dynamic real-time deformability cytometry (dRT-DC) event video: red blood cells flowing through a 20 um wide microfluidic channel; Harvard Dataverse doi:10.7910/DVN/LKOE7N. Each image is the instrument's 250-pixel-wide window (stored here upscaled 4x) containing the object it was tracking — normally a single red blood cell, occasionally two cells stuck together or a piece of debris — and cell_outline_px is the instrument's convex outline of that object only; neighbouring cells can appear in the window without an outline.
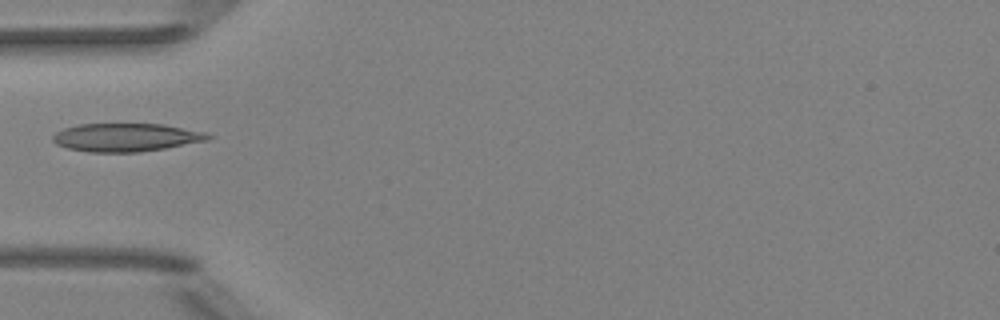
{"species": "Egyptian fruit bat (a non-hibernating species)", "species_latin": "Rousettus aegyptiacus", "temperature_condition": "room temperature", "stored_images_in_passage": 3, "camera_frame_rate_fps": 3000, "um_per_image_px": 0.085, "animal": {"sex": "female"}, "frame": {"image": 1, "passage_image": 1, "time_ms": 0.0, "image_size_px": [1000, 320], "cell_outline_px": [[216, 136], [208, 140], [164, 148], [140, 152], [88, 152], [68, 148], [56, 144], [52, 140], [52, 136], [56, 132], [64, 128], [80, 124], [164, 124], [208, 132]], "centroid_in_image_um": [10.76, 11.67], "position_along_channel_um": 74.2, "area_um2": 25.66}}
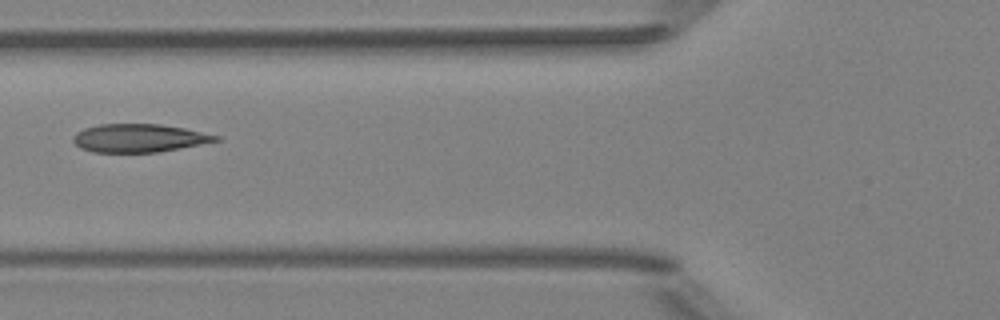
{"frame": {"image": 2, "passage_image": 2, "time_ms": 1.0, "image_size_px": [1000, 320], "cell_outline_px": [[220, 140], [180, 148], [156, 152], [92, 152], [80, 148], [72, 140], [72, 136], [76, 132], [84, 128], [100, 124], [160, 124], [184, 128], [220, 136]], "centroid_in_image_um": [11.78, 11.73], "position_along_channel_um": 114.0, "area_um2": 23.35}}
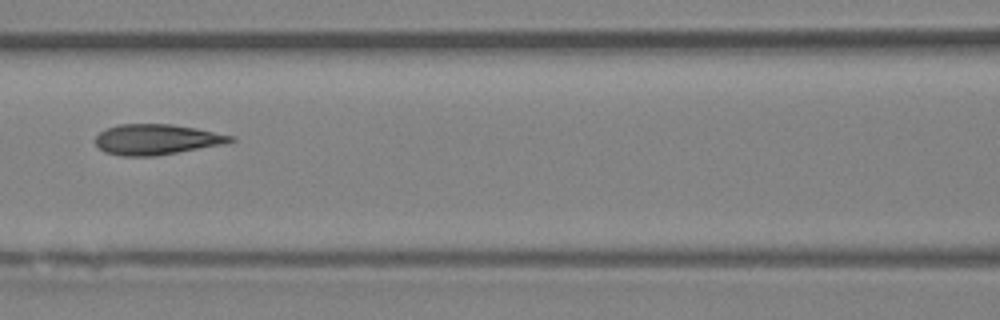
{"frame": {"image": 3, "passage_image": 3, "time_ms": 2.0, "image_size_px": [1000, 320], "cell_outline_px": [[236, 140], [224, 144], [156, 156], [120, 156], [104, 152], [96, 144], [96, 136], [100, 132], [108, 128], [120, 124], [172, 124], [196, 128], [236, 136]], "centroid_in_image_um": [13.34, 11.85], "position_along_channel_um": 153.3, "area_um2": 24.04}}